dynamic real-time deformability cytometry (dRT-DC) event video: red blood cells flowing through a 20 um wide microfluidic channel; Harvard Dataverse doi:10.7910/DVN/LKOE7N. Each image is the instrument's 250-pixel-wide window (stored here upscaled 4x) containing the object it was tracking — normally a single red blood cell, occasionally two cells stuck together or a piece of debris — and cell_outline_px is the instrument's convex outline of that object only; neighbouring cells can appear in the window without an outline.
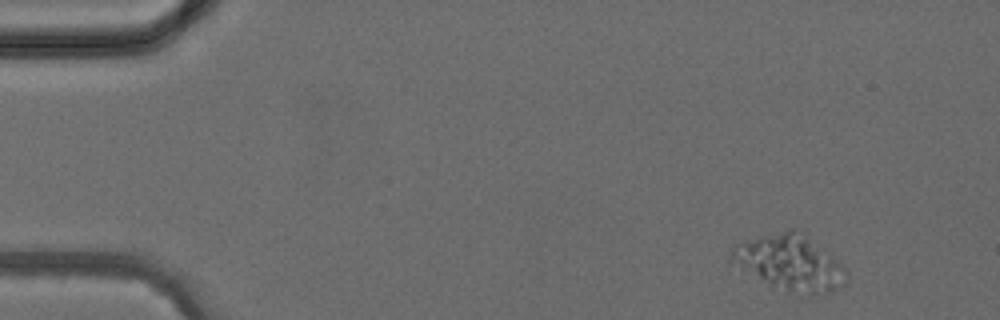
{"species": "common noctule bat (a hibernating species)", "species_latin": "Nyctalus noctula", "temperature_condition": "cold", "stored_images_in_passage": 3, "camera_frame_rate_fps": 3000, "um_per_image_px": 0.085, "animal": {"sex": "female", "body_mass_g": 24.6, "forearm_length_mm": 56.2}, "frame": {"image": 1, "passage_image": 1, "time_ms": 0.0, "image_size_px": [1000, 320], "cell_outline_px": [[848, 276], [844, 284], [840, 288], [832, 292], [812, 296], [808, 296], [788, 292], [728, 264], [728, 260], [732, 244], [760, 236], [792, 228], [804, 232], [832, 256], [848, 272]], "centroid_in_image_um": [67.1, 22.34], "position_along_channel_um": 17.9, "area_um2": 37.86}}